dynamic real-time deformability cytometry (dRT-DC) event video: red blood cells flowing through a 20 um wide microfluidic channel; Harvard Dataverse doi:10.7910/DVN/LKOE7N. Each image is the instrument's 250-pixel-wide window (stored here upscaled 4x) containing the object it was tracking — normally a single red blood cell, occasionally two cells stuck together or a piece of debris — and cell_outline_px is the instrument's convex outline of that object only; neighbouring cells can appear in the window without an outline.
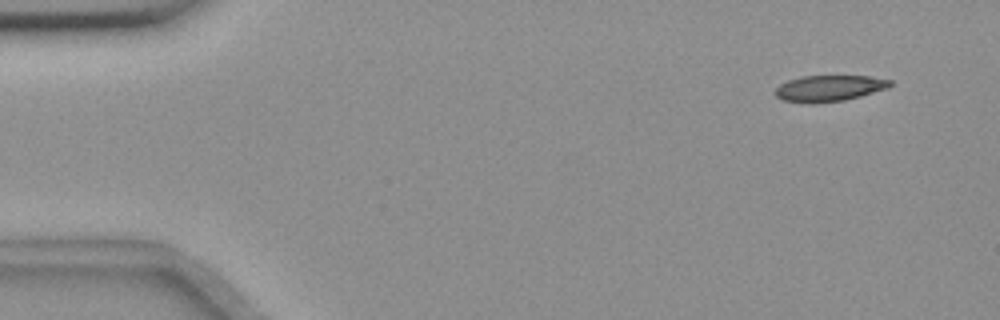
{"species": "common noctule bat (a hibernating species)", "species_latin": "Nyctalus noctula", "temperature_condition": "room temperature", "stored_images_in_passage": 26, "camera_frame_rate_fps": 3000, "um_per_image_px": 0.085, "animal": {"sex": "female", "body_mass_g": 18.4}, "frame": {"image": 1, "passage_image": 1, "time_ms": 0.0, "image_size_px": [1000, 320], "cell_outline_px": [[892, 84], [888, 88], [860, 96], [844, 100], [812, 104], [808, 104], [784, 100], [776, 96], [772, 92], [780, 84], [788, 80], [800, 76], [868, 76], [892, 80]], "centroid_in_image_um": [70.44, 7.51], "position_along_channel_um": 14.6, "area_um2": 17.63}}
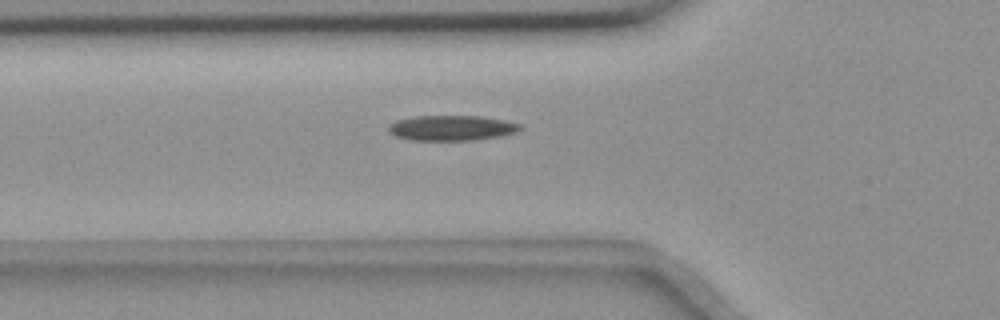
{"frame": {"image": 2, "passage_image": 16, "time_ms": 5.0, "image_size_px": [1000, 320], "cell_outline_px": [[524, 128], [516, 132], [500, 136], [476, 140], [408, 140], [396, 136], [388, 132], [388, 124], [396, 120], [412, 116], [480, 116], [504, 120], [520, 124]], "centroid_in_image_um": [38.36, 10.87], "position_along_channel_um": 87.4, "area_um2": 19.54}}
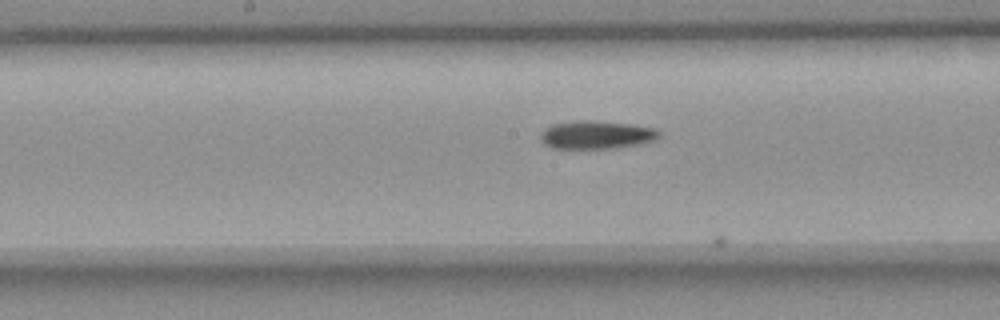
{"frame": {"image": 3, "passage_image": 25, "time_ms": 8.0, "image_size_px": [1000, 320], "cell_outline_px": [[660, 136], [656, 140], [644, 144], [616, 148], [552, 148], [544, 144], [540, 140], [540, 132], [544, 128], [552, 124], [576, 120], [596, 120], [632, 124], [656, 128], [660, 132]], "centroid_in_image_um": [50.72, 11.45], "position_along_channel_um": 197.5, "area_um2": 19.94}}